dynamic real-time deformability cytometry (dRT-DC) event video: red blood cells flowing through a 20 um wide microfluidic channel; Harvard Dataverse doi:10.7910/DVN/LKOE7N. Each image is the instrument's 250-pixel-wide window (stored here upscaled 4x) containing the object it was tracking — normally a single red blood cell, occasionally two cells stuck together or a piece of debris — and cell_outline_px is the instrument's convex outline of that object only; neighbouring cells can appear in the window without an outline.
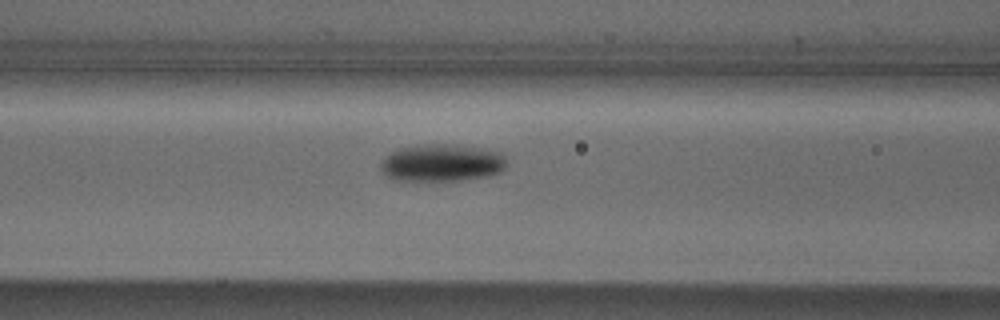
{"species": "Egyptian fruit bat (a non-hibernating species)", "species_latin": "Rousettus aegyptiacus", "temperature_condition": "cold", "stored_images_in_passage": 4, "segment_of_instrument_passage": [1, 2], "camera_frame_rate_fps": 3000, "um_per_image_px": 0.085, "animal": {"sex": "male"}, "frame": {"image": 1, "passage_image": 3, "time_ms": 3.0, "image_size_px": [1000, 320], "cell_outline_px": [[508, 164], [500, 172], [492, 176], [460, 180], [396, 180], [384, 176], [380, 168], [380, 164], [392, 152], [400, 148], [424, 144], [456, 144], [500, 152], [504, 156]], "centroid_in_image_um": [37.58, 13.85], "position_along_channel_um": 129.0, "area_um2": 27.46}}